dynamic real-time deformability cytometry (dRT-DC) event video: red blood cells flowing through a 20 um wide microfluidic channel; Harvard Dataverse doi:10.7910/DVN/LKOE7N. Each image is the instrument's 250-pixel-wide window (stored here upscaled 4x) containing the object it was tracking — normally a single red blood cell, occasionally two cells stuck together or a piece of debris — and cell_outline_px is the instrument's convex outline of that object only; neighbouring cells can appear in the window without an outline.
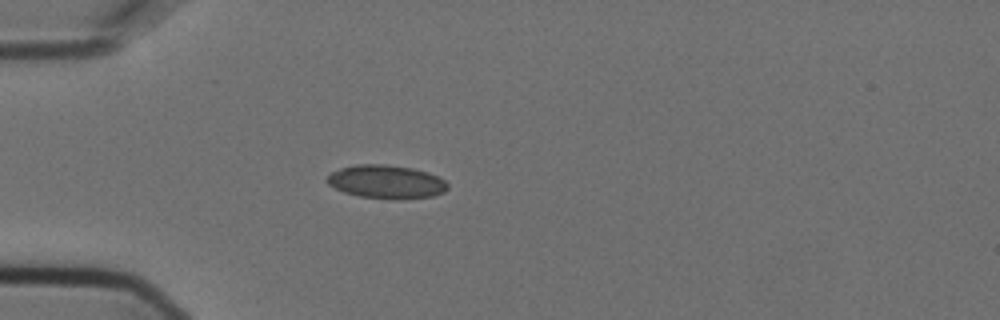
{"species": "Egyptian fruit bat (a non-hibernating species)", "species_latin": "Rousettus aegyptiacus", "temperature_condition": "cold", "stored_images_in_passage": 5, "camera_frame_rate_fps": 3000, "um_per_image_px": 0.085, "animal": {"sex": "female"}, "frame": {"image": 1, "passage_image": 4, "time_ms": 1.0, "image_size_px": [1000, 320], "cell_outline_px": [[448, 188], [444, 192], [432, 196], [400, 200], [392, 200], [360, 196], [344, 192], [328, 184], [324, 180], [332, 172], [340, 168], [356, 164], [384, 164], [412, 168], [428, 172], [444, 180], [448, 184]], "centroid_in_image_um": [32.83, 15.46], "position_along_channel_um": 52.2, "area_um2": 23.64}}